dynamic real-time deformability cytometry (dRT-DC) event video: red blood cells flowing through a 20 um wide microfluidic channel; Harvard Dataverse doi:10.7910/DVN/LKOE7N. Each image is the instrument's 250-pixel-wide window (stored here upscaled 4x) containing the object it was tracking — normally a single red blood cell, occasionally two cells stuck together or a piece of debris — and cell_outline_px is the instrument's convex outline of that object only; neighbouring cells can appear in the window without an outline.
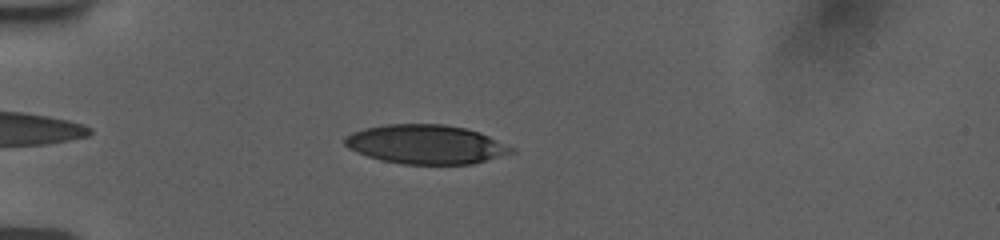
{"species": "human", "species_latin": "Homo sapiens", "temperature_condition": "room temperature", "stored_images_in_passage": 40, "camera_frame_rate_fps": 3000, "um_per_image_px": 0.085, "donor": {"sex": "female"}, "frame": {"image": 1, "passage_image": 5, "time_ms": 1.333, "image_size_px": [1000, 240], "cell_outline_px": [[516, 152], [472, 164], [404, 164], [384, 160], [368, 156], [348, 148], [344, 144], [344, 136], [352, 132], [364, 128], [388, 124], [444, 124], [464, 128], [480, 132], [516, 148]], "centroid_in_image_um": [36.23, 12.26], "position_along_channel_um": 48.8, "area_um2": 37.97}}
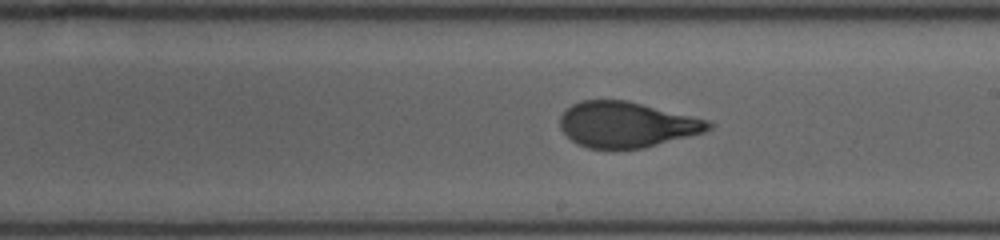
{"frame": {"image": 2, "passage_image": 22, "time_ms": 7.0, "image_size_px": [1000, 240], "cell_outline_px": [[716, 124], [712, 128], [704, 132], [644, 148], [588, 148], [576, 144], [560, 128], [560, 116], [572, 104], [580, 100], [628, 100], [708, 120]], "centroid_in_image_um": [53.27, 10.58], "position_along_channel_um": 235.7, "area_um2": 39.36}}
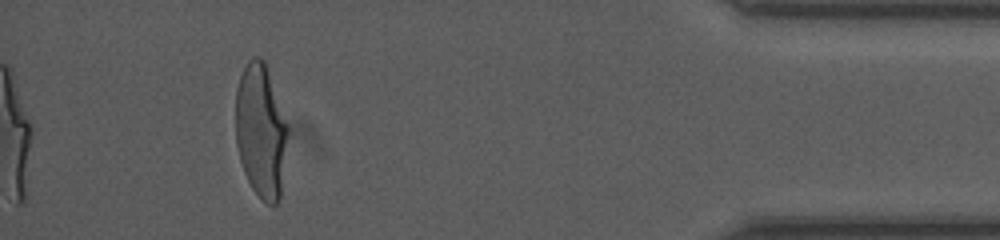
{"frame": {"image": 3, "passage_image": 40, "time_ms": 13.0, "image_size_px": [1000, 240], "cell_outline_px": [[288, 132], [280, 200], [276, 204], [268, 204], [252, 188], [244, 172], [240, 160], [236, 144], [236, 88], [240, 76], [248, 60], [252, 56], [260, 56], [264, 60], [288, 124]], "centroid_in_image_um": [22.17, 11.1], "position_along_channel_um": 413.0, "area_um2": 40.63}, "authors_computed_cell_mechanics": {"area_um2": 40.3155, "velocity_mm_per_s": 3.7604, "shape_relaxation_time_tau1_ms": 5.7151, "shape_relaxation_time_tau2_ms": null, "deformation_change_tau1": 0.2286, "deformation_change_tau2": null}}